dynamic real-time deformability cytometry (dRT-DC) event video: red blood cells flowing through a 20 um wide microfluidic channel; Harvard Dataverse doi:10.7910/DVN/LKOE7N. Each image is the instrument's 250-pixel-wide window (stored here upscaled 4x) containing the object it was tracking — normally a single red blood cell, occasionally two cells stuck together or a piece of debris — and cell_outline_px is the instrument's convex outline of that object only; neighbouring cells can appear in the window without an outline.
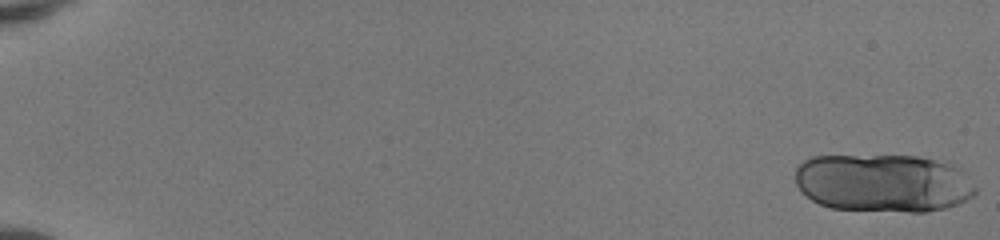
{"species": "human", "species_latin": "Homo sapiens", "temperature_condition": "room temperature", "stored_images_in_passage": 52, "segment_of_instrument_passage": [1, 2], "camera_frame_rate_fps": 3000, "um_per_image_px": 0.085, "donor": {"sex": "female"}, "frame": {"image": 1, "passage_image": 1, "time_ms": 0.0, "image_size_px": [1000, 240], "cell_outline_px": [[976, 192], [972, 196], [956, 204], [944, 208], [924, 212], [912, 212], [832, 208], [820, 204], [812, 200], [796, 184], [796, 168], [804, 160], [812, 156], [916, 156], [952, 164], [960, 168], [964, 172], [976, 188]], "centroid_in_image_um": [75.08, 15.55], "position_along_channel_um": 9.9, "area_um2": 60.86}}